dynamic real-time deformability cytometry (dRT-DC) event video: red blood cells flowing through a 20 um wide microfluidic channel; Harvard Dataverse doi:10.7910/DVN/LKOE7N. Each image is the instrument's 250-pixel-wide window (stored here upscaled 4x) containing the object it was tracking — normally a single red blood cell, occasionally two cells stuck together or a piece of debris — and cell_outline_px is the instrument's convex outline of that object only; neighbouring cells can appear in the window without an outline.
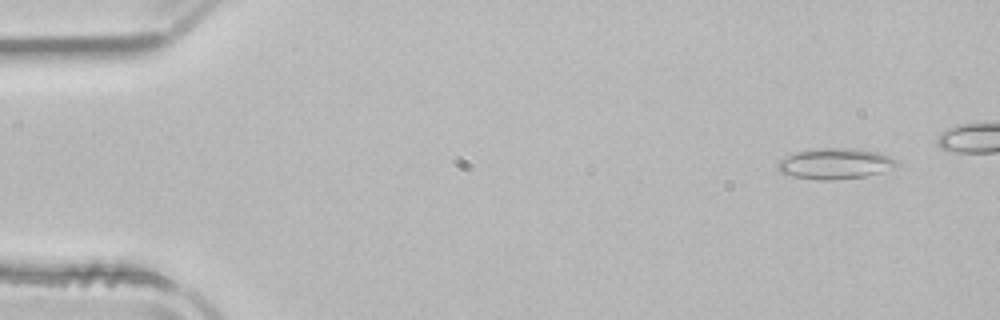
{"species": "common noctule bat (a hibernating species)", "species_latin": "Nyctalus noctula", "temperature_condition": "room temperature", "stored_images_in_passage": 6, "camera_frame_rate_fps": 3000, "um_per_image_px": 0.085, "animal": {"sex": "male", "body_mass_g": 21.5, "forearm_length_mm": 52.0}, "frame": {"image": 1, "passage_image": 1, "time_ms": 0.0, "image_size_px": [1000, 320], "cell_outline_px": [[900, 164], [880, 172], [864, 176], [832, 180], [820, 180], [792, 176], [780, 172], [776, 168], [776, 164], [780, 160], [796, 152], [816, 148], [860, 148], [880, 152], [900, 160]], "centroid_in_image_um": [71.02, 13.89], "position_along_channel_um": 14.0, "area_um2": 21.5}}
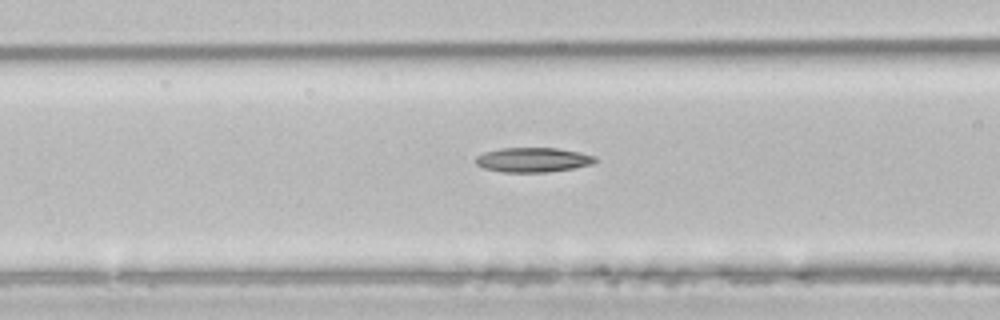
{"frame": {"image": 2, "passage_image": 6, "time_ms": 1.667, "image_size_px": [1000, 320], "cell_outline_px": [[600, 160], [592, 164], [572, 168], [548, 172], [500, 172], [484, 168], [476, 164], [476, 156], [484, 152], [500, 148], [556, 148], [580, 152], [596, 156]], "centroid_in_image_um": [45.32, 13.58], "position_along_channel_um": 121.3, "area_um2": 17.22}}